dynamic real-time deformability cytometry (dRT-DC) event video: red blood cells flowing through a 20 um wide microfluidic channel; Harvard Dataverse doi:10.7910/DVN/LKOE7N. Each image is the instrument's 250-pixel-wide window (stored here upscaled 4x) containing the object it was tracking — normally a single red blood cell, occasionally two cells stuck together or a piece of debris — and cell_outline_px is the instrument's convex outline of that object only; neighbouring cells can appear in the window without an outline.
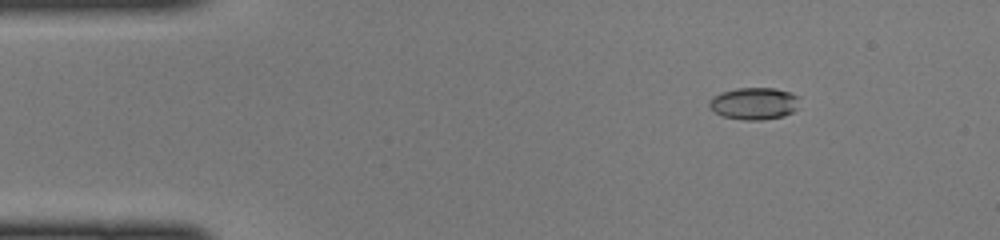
{"species": "common noctule bat (a hibernating species)", "species_latin": "Nyctalus noctula", "temperature_condition": "cold", "stored_images_in_passage": 44, "camera_frame_rate_fps": 3000, "um_per_image_px": 0.085, "animal": {"sex": "female", "body_mass_g": 22.0, "forearm_length_mm": 56.7}, "frame": {"image": 1, "passage_image": 6, "time_ms": 1.667, "image_size_px": [1000, 240], "cell_outline_px": [[800, 108], [784, 116], [764, 120], [744, 120], [724, 116], [716, 112], [708, 104], [708, 100], [712, 96], [720, 92], [736, 88], [776, 88], [792, 92], [800, 96]], "centroid_in_image_um": [64.17, 8.78], "position_along_channel_um": 20.8, "area_um2": 17.28}}
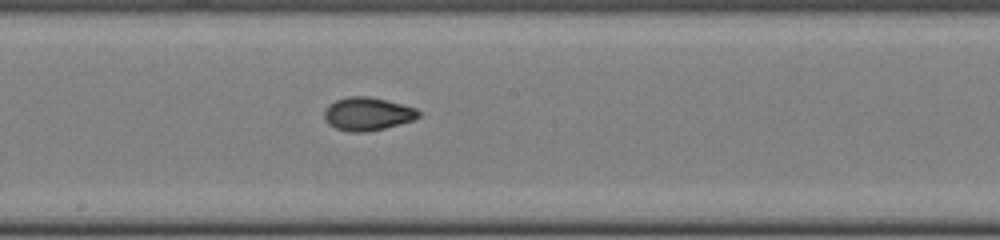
{"frame": {"image": 2, "passage_image": 25, "time_ms": 8.0, "image_size_px": [1000, 240], "cell_outline_px": [[420, 116], [416, 120], [384, 128], [364, 132], [348, 132], [336, 128], [328, 124], [324, 120], [324, 108], [328, 104], [336, 100], [348, 96], [368, 96], [416, 108], [420, 112]], "centroid_in_image_um": [31.21, 9.69], "position_along_channel_um": 217.0, "area_um2": 18.32}}
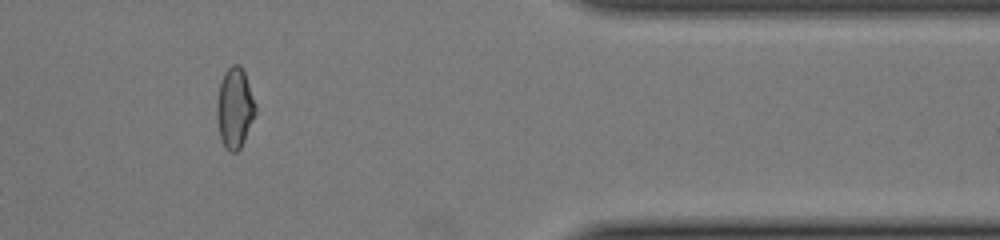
{"frame": {"image": 3, "passage_image": 39, "time_ms": 12.667, "image_size_px": [1000, 240], "cell_outline_px": [[256, 112], [244, 140], [240, 148], [236, 152], [228, 152], [224, 148], [220, 136], [216, 120], [216, 104], [220, 84], [224, 72], [232, 64], [240, 64], [244, 72], [256, 104]], "centroid_in_image_um": [19.93, 9.19], "position_along_channel_um": 391.5, "area_um2": 18.15}}